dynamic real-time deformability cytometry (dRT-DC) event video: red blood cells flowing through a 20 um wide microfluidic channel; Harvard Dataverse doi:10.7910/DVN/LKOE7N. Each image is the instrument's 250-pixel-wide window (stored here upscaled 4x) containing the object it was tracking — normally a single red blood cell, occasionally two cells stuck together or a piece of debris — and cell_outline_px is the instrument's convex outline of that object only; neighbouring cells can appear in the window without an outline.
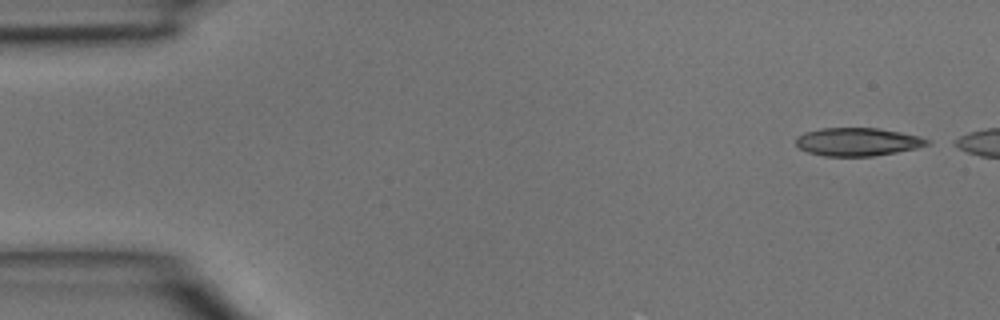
{"species": "common noctule bat (a hibernating species)", "species_latin": "Nyctalus noctula", "temperature_condition": "room temperature", "stored_images_in_passage": 3, "camera_frame_rate_fps": 3000, "um_per_image_px": 0.085, "animal": {"sex": "male", "body_mass_g": 15.6}, "frame": {"image": 1, "passage_image": 1, "time_ms": 0.0, "image_size_px": [1000, 320], "cell_outline_px": [[932, 140], [928, 144], [916, 148], [896, 152], [872, 156], [824, 156], [808, 152], [800, 148], [796, 144], [796, 136], [804, 132], [820, 128], [880, 128], [920, 136]], "centroid_in_image_um": [72.89, 12.05], "position_along_channel_um": 12.1, "area_um2": 21.56}}